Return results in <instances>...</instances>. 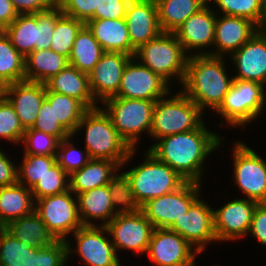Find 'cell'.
I'll list each match as a JSON object with an SVG mask.
<instances>
[{
	"mask_svg": "<svg viewBox=\"0 0 266 266\" xmlns=\"http://www.w3.org/2000/svg\"><path fill=\"white\" fill-rule=\"evenodd\" d=\"M222 139L203 124L198 129L160 138L148 151L186 181L201 183L205 158L220 147Z\"/></svg>",
	"mask_w": 266,
	"mask_h": 266,
	"instance_id": "cell-1",
	"label": "cell"
},
{
	"mask_svg": "<svg viewBox=\"0 0 266 266\" xmlns=\"http://www.w3.org/2000/svg\"><path fill=\"white\" fill-rule=\"evenodd\" d=\"M144 162L121 175L123 201L127 208H140L148 200L171 193L186 180L148 150Z\"/></svg>",
	"mask_w": 266,
	"mask_h": 266,
	"instance_id": "cell-2",
	"label": "cell"
},
{
	"mask_svg": "<svg viewBox=\"0 0 266 266\" xmlns=\"http://www.w3.org/2000/svg\"><path fill=\"white\" fill-rule=\"evenodd\" d=\"M223 57L191 55L188 57L186 73L181 91L202 111L212 108L216 111L223 103L233 82L227 77Z\"/></svg>",
	"mask_w": 266,
	"mask_h": 266,
	"instance_id": "cell-3",
	"label": "cell"
},
{
	"mask_svg": "<svg viewBox=\"0 0 266 266\" xmlns=\"http://www.w3.org/2000/svg\"><path fill=\"white\" fill-rule=\"evenodd\" d=\"M85 131V149L91 159H106L117 162L122 168L135 155L136 149H131L121 138L113 126L111 118L102 109H88L79 122L76 131Z\"/></svg>",
	"mask_w": 266,
	"mask_h": 266,
	"instance_id": "cell-4",
	"label": "cell"
},
{
	"mask_svg": "<svg viewBox=\"0 0 266 266\" xmlns=\"http://www.w3.org/2000/svg\"><path fill=\"white\" fill-rule=\"evenodd\" d=\"M156 100L153 108L151 138L188 132L203 124V111L182 91Z\"/></svg>",
	"mask_w": 266,
	"mask_h": 266,
	"instance_id": "cell-5",
	"label": "cell"
},
{
	"mask_svg": "<svg viewBox=\"0 0 266 266\" xmlns=\"http://www.w3.org/2000/svg\"><path fill=\"white\" fill-rule=\"evenodd\" d=\"M133 57L169 84L176 76L181 85L189 56L174 33L162 32L157 38L138 47Z\"/></svg>",
	"mask_w": 266,
	"mask_h": 266,
	"instance_id": "cell-6",
	"label": "cell"
},
{
	"mask_svg": "<svg viewBox=\"0 0 266 266\" xmlns=\"http://www.w3.org/2000/svg\"><path fill=\"white\" fill-rule=\"evenodd\" d=\"M71 250L68 239L56 240L50 246L36 249L18 241L5 229L0 230L1 266H66Z\"/></svg>",
	"mask_w": 266,
	"mask_h": 266,
	"instance_id": "cell-7",
	"label": "cell"
},
{
	"mask_svg": "<svg viewBox=\"0 0 266 266\" xmlns=\"http://www.w3.org/2000/svg\"><path fill=\"white\" fill-rule=\"evenodd\" d=\"M156 101L110 97L102 103L113 126L131 149L139 142L144 131L149 134L152 128L153 108Z\"/></svg>",
	"mask_w": 266,
	"mask_h": 266,
	"instance_id": "cell-8",
	"label": "cell"
},
{
	"mask_svg": "<svg viewBox=\"0 0 266 266\" xmlns=\"http://www.w3.org/2000/svg\"><path fill=\"white\" fill-rule=\"evenodd\" d=\"M264 84L254 81L233 79L223 103L215 111L223 116L225 123L237 127L249 124L261 115L266 104Z\"/></svg>",
	"mask_w": 266,
	"mask_h": 266,
	"instance_id": "cell-9",
	"label": "cell"
},
{
	"mask_svg": "<svg viewBox=\"0 0 266 266\" xmlns=\"http://www.w3.org/2000/svg\"><path fill=\"white\" fill-rule=\"evenodd\" d=\"M34 211L56 240L66 241L69 234L83 226L78 213L77 196L70 189L36 200Z\"/></svg>",
	"mask_w": 266,
	"mask_h": 266,
	"instance_id": "cell-10",
	"label": "cell"
},
{
	"mask_svg": "<svg viewBox=\"0 0 266 266\" xmlns=\"http://www.w3.org/2000/svg\"><path fill=\"white\" fill-rule=\"evenodd\" d=\"M109 236L113 239L117 253L118 249H128L135 252H147L154 230L144 213L139 208L124 207L106 226Z\"/></svg>",
	"mask_w": 266,
	"mask_h": 266,
	"instance_id": "cell-11",
	"label": "cell"
},
{
	"mask_svg": "<svg viewBox=\"0 0 266 266\" xmlns=\"http://www.w3.org/2000/svg\"><path fill=\"white\" fill-rule=\"evenodd\" d=\"M201 186L200 183L186 181L176 191L150 199L139 209L154 228H170L199 198Z\"/></svg>",
	"mask_w": 266,
	"mask_h": 266,
	"instance_id": "cell-12",
	"label": "cell"
},
{
	"mask_svg": "<svg viewBox=\"0 0 266 266\" xmlns=\"http://www.w3.org/2000/svg\"><path fill=\"white\" fill-rule=\"evenodd\" d=\"M234 178L237 187L247 199L266 203V162L245 143L233 146Z\"/></svg>",
	"mask_w": 266,
	"mask_h": 266,
	"instance_id": "cell-13",
	"label": "cell"
},
{
	"mask_svg": "<svg viewBox=\"0 0 266 266\" xmlns=\"http://www.w3.org/2000/svg\"><path fill=\"white\" fill-rule=\"evenodd\" d=\"M77 201L83 226H95L91 222L94 219L102 220L100 226H106L125 207L123 184L111 183L85 191L77 195Z\"/></svg>",
	"mask_w": 266,
	"mask_h": 266,
	"instance_id": "cell-14",
	"label": "cell"
},
{
	"mask_svg": "<svg viewBox=\"0 0 266 266\" xmlns=\"http://www.w3.org/2000/svg\"><path fill=\"white\" fill-rule=\"evenodd\" d=\"M169 85L160 75L131 57L126 63L118 93L114 97L156 101L172 95Z\"/></svg>",
	"mask_w": 266,
	"mask_h": 266,
	"instance_id": "cell-15",
	"label": "cell"
},
{
	"mask_svg": "<svg viewBox=\"0 0 266 266\" xmlns=\"http://www.w3.org/2000/svg\"><path fill=\"white\" fill-rule=\"evenodd\" d=\"M194 249L177 232L154 228L147 254L157 266H195V256L200 253Z\"/></svg>",
	"mask_w": 266,
	"mask_h": 266,
	"instance_id": "cell-16",
	"label": "cell"
},
{
	"mask_svg": "<svg viewBox=\"0 0 266 266\" xmlns=\"http://www.w3.org/2000/svg\"><path fill=\"white\" fill-rule=\"evenodd\" d=\"M183 237L198 253L204 251L208 243L217 241L214 229V211L200 199L190 206L183 216L169 228Z\"/></svg>",
	"mask_w": 266,
	"mask_h": 266,
	"instance_id": "cell-17",
	"label": "cell"
},
{
	"mask_svg": "<svg viewBox=\"0 0 266 266\" xmlns=\"http://www.w3.org/2000/svg\"><path fill=\"white\" fill-rule=\"evenodd\" d=\"M105 226H82L72 235L79 258L89 266H122ZM105 235V236H104Z\"/></svg>",
	"mask_w": 266,
	"mask_h": 266,
	"instance_id": "cell-18",
	"label": "cell"
},
{
	"mask_svg": "<svg viewBox=\"0 0 266 266\" xmlns=\"http://www.w3.org/2000/svg\"><path fill=\"white\" fill-rule=\"evenodd\" d=\"M258 202L238 198L214 211V229L217 241H232L248 234Z\"/></svg>",
	"mask_w": 266,
	"mask_h": 266,
	"instance_id": "cell-19",
	"label": "cell"
},
{
	"mask_svg": "<svg viewBox=\"0 0 266 266\" xmlns=\"http://www.w3.org/2000/svg\"><path fill=\"white\" fill-rule=\"evenodd\" d=\"M208 4L209 3H207L197 13L191 15L174 32L188 56L210 55V51H205L204 48L214 45L217 14H215V9L212 10L214 7L210 8ZM195 50L198 51L196 52ZM199 50H201V52ZM189 51H195V53L190 54Z\"/></svg>",
	"mask_w": 266,
	"mask_h": 266,
	"instance_id": "cell-20",
	"label": "cell"
},
{
	"mask_svg": "<svg viewBox=\"0 0 266 266\" xmlns=\"http://www.w3.org/2000/svg\"><path fill=\"white\" fill-rule=\"evenodd\" d=\"M130 55L120 52H104L91 70L89 85L94 99L102 102L118 93L123 71Z\"/></svg>",
	"mask_w": 266,
	"mask_h": 266,
	"instance_id": "cell-21",
	"label": "cell"
},
{
	"mask_svg": "<svg viewBox=\"0 0 266 266\" xmlns=\"http://www.w3.org/2000/svg\"><path fill=\"white\" fill-rule=\"evenodd\" d=\"M1 93L9 100L24 129L37 120L40 106L46 97L45 83L21 81L5 85Z\"/></svg>",
	"mask_w": 266,
	"mask_h": 266,
	"instance_id": "cell-22",
	"label": "cell"
},
{
	"mask_svg": "<svg viewBox=\"0 0 266 266\" xmlns=\"http://www.w3.org/2000/svg\"><path fill=\"white\" fill-rule=\"evenodd\" d=\"M236 67L233 79L266 83V33L257 31L239 50L229 55Z\"/></svg>",
	"mask_w": 266,
	"mask_h": 266,
	"instance_id": "cell-23",
	"label": "cell"
},
{
	"mask_svg": "<svg viewBox=\"0 0 266 266\" xmlns=\"http://www.w3.org/2000/svg\"><path fill=\"white\" fill-rule=\"evenodd\" d=\"M131 45L137 49L161 33L157 4L151 1L131 0L125 16Z\"/></svg>",
	"mask_w": 266,
	"mask_h": 266,
	"instance_id": "cell-24",
	"label": "cell"
},
{
	"mask_svg": "<svg viewBox=\"0 0 266 266\" xmlns=\"http://www.w3.org/2000/svg\"><path fill=\"white\" fill-rule=\"evenodd\" d=\"M216 16L214 45L217 51L211 56L225 57L239 50L257 31V25L249 19L220 15ZM219 17V18H218ZM225 54V55H224Z\"/></svg>",
	"mask_w": 266,
	"mask_h": 266,
	"instance_id": "cell-25",
	"label": "cell"
},
{
	"mask_svg": "<svg viewBox=\"0 0 266 266\" xmlns=\"http://www.w3.org/2000/svg\"><path fill=\"white\" fill-rule=\"evenodd\" d=\"M121 166L106 159H91L83 168L69 175V189L77 196L96 187L111 183H122Z\"/></svg>",
	"mask_w": 266,
	"mask_h": 266,
	"instance_id": "cell-26",
	"label": "cell"
},
{
	"mask_svg": "<svg viewBox=\"0 0 266 266\" xmlns=\"http://www.w3.org/2000/svg\"><path fill=\"white\" fill-rule=\"evenodd\" d=\"M85 25L99 42L104 52H120L131 57L135 48L131 45L125 19H90Z\"/></svg>",
	"mask_w": 266,
	"mask_h": 266,
	"instance_id": "cell-27",
	"label": "cell"
},
{
	"mask_svg": "<svg viewBox=\"0 0 266 266\" xmlns=\"http://www.w3.org/2000/svg\"><path fill=\"white\" fill-rule=\"evenodd\" d=\"M49 91L65 94L80 101L87 109L98 107L89 85V75L68 65L45 82Z\"/></svg>",
	"mask_w": 266,
	"mask_h": 266,
	"instance_id": "cell-28",
	"label": "cell"
},
{
	"mask_svg": "<svg viewBox=\"0 0 266 266\" xmlns=\"http://www.w3.org/2000/svg\"><path fill=\"white\" fill-rule=\"evenodd\" d=\"M25 80L45 83L69 65V59L51 49L34 50L25 59Z\"/></svg>",
	"mask_w": 266,
	"mask_h": 266,
	"instance_id": "cell-29",
	"label": "cell"
},
{
	"mask_svg": "<svg viewBox=\"0 0 266 266\" xmlns=\"http://www.w3.org/2000/svg\"><path fill=\"white\" fill-rule=\"evenodd\" d=\"M5 230L18 241L27 243L31 248L39 249L43 246H50L56 241L35 211L9 222Z\"/></svg>",
	"mask_w": 266,
	"mask_h": 266,
	"instance_id": "cell-30",
	"label": "cell"
},
{
	"mask_svg": "<svg viewBox=\"0 0 266 266\" xmlns=\"http://www.w3.org/2000/svg\"><path fill=\"white\" fill-rule=\"evenodd\" d=\"M31 189L16 183L0 187V218L7 225L9 222L31 214L35 208Z\"/></svg>",
	"mask_w": 266,
	"mask_h": 266,
	"instance_id": "cell-31",
	"label": "cell"
},
{
	"mask_svg": "<svg viewBox=\"0 0 266 266\" xmlns=\"http://www.w3.org/2000/svg\"><path fill=\"white\" fill-rule=\"evenodd\" d=\"M208 0H159L158 22L161 31L174 33L191 15L197 13Z\"/></svg>",
	"mask_w": 266,
	"mask_h": 266,
	"instance_id": "cell-32",
	"label": "cell"
},
{
	"mask_svg": "<svg viewBox=\"0 0 266 266\" xmlns=\"http://www.w3.org/2000/svg\"><path fill=\"white\" fill-rule=\"evenodd\" d=\"M104 53L99 42L84 24L78 31L69 55V65L89 74Z\"/></svg>",
	"mask_w": 266,
	"mask_h": 266,
	"instance_id": "cell-33",
	"label": "cell"
},
{
	"mask_svg": "<svg viewBox=\"0 0 266 266\" xmlns=\"http://www.w3.org/2000/svg\"><path fill=\"white\" fill-rule=\"evenodd\" d=\"M45 99L53 106L55 119L71 135H74L79 122L88 109L80 101L65 94L49 91L47 88Z\"/></svg>",
	"mask_w": 266,
	"mask_h": 266,
	"instance_id": "cell-34",
	"label": "cell"
},
{
	"mask_svg": "<svg viewBox=\"0 0 266 266\" xmlns=\"http://www.w3.org/2000/svg\"><path fill=\"white\" fill-rule=\"evenodd\" d=\"M6 35L15 49L26 57L35 50L37 45V13L18 14L6 28Z\"/></svg>",
	"mask_w": 266,
	"mask_h": 266,
	"instance_id": "cell-35",
	"label": "cell"
},
{
	"mask_svg": "<svg viewBox=\"0 0 266 266\" xmlns=\"http://www.w3.org/2000/svg\"><path fill=\"white\" fill-rule=\"evenodd\" d=\"M24 59L11 44L6 33L0 37V88L25 81Z\"/></svg>",
	"mask_w": 266,
	"mask_h": 266,
	"instance_id": "cell-36",
	"label": "cell"
},
{
	"mask_svg": "<svg viewBox=\"0 0 266 266\" xmlns=\"http://www.w3.org/2000/svg\"><path fill=\"white\" fill-rule=\"evenodd\" d=\"M84 23L63 15L55 25L49 49L69 59L78 31Z\"/></svg>",
	"mask_w": 266,
	"mask_h": 266,
	"instance_id": "cell-37",
	"label": "cell"
},
{
	"mask_svg": "<svg viewBox=\"0 0 266 266\" xmlns=\"http://www.w3.org/2000/svg\"><path fill=\"white\" fill-rule=\"evenodd\" d=\"M56 163V156L24 154L17 167L18 183L32 189L47 170Z\"/></svg>",
	"mask_w": 266,
	"mask_h": 266,
	"instance_id": "cell-38",
	"label": "cell"
},
{
	"mask_svg": "<svg viewBox=\"0 0 266 266\" xmlns=\"http://www.w3.org/2000/svg\"><path fill=\"white\" fill-rule=\"evenodd\" d=\"M68 179V180H67ZM69 190V175L56 162L31 189L34 201Z\"/></svg>",
	"mask_w": 266,
	"mask_h": 266,
	"instance_id": "cell-39",
	"label": "cell"
},
{
	"mask_svg": "<svg viewBox=\"0 0 266 266\" xmlns=\"http://www.w3.org/2000/svg\"><path fill=\"white\" fill-rule=\"evenodd\" d=\"M210 1L208 0L209 3ZM212 2L216 4V14L221 11L222 15L246 18L257 26L260 22L263 0H212Z\"/></svg>",
	"mask_w": 266,
	"mask_h": 266,
	"instance_id": "cell-40",
	"label": "cell"
},
{
	"mask_svg": "<svg viewBox=\"0 0 266 266\" xmlns=\"http://www.w3.org/2000/svg\"><path fill=\"white\" fill-rule=\"evenodd\" d=\"M25 129L9 100L0 93V139L21 144ZM21 142V143H20Z\"/></svg>",
	"mask_w": 266,
	"mask_h": 266,
	"instance_id": "cell-41",
	"label": "cell"
},
{
	"mask_svg": "<svg viewBox=\"0 0 266 266\" xmlns=\"http://www.w3.org/2000/svg\"><path fill=\"white\" fill-rule=\"evenodd\" d=\"M72 137L74 135H70L60 141L56 154V162L68 175L83 168L91 160L86 149L81 151L77 147L75 148L72 140H70Z\"/></svg>",
	"mask_w": 266,
	"mask_h": 266,
	"instance_id": "cell-42",
	"label": "cell"
},
{
	"mask_svg": "<svg viewBox=\"0 0 266 266\" xmlns=\"http://www.w3.org/2000/svg\"><path fill=\"white\" fill-rule=\"evenodd\" d=\"M22 142L25 146L24 154L56 156L60 140L31 127L25 129Z\"/></svg>",
	"mask_w": 266,
	"mask_h": 266,
	"instance_id": "cell-43",
	"label": "cell"
},
{
	"mask_svg": "<svg viewBox=\"0 0 266 266\" xmlns=\"http://www.w3.org/2000/svg\"><path fill=\"white\" fill-rule=\"evenodd\" d=\"M63 15L57 4L51 9L37 13V45L35 50L49 49L56 22Z\"/></svg>",
	"mask_w": 266,
	"mask_h": 266,
	"instance_id": "cell-44",
	"label": "cell"
},
{
	"mask_svg": "<svg viewBox=\"0 0 266 266\" xmlns=\"http://www.w3.org/2000/svg\"><path fill=\"white\" fill-rule=\"evenodd\" d=\"M32 128L53 135L60 141L71 135L60 122L55 119L53 106H51L46 99H44L40 106L37 120Z\"/></svg>",
	"mask_w": 266,
	"mask_h": 266,
	"instance_id": "cell-45",
	"label": "cell"
},
{
	"mask_svg": "<svg viewBox=\"0 0 266 266\" xmlns=\"http://www.w3.org/2000/svg\"><path fill=\"white\" fill-rule=\"evenodd\" d=\"M100 0H56L65 16L75 18L84 24L88 22L95 10H99Z\"/></svg>",
	"mask_w": 266,
	"mask_h": 266,
	"instance_id": "cell-46",
	"label": "cell"
},
{
	"mask_svg": "<svg viewBox=\"0 0 266 266\" xmlns=\"http://www.w3.org/2000/svg\"><path fill=\"white\" fill-rule=\"evenodd\" d=\"M131 0H100L99 10L91 19H122L125 18Z\"/></svg>",
	"mask_w": 266,
	"mask_h": 266,
	"instance_id": "cell-47",
	"label": "cell"
},
{
	"mask_svg": "<svg viewBox=\"0 0 266 266\" xmlns=\"http://www.w3.org/2000/svg\"><path fill=\"white\" fill-rule=\"evenodd\" d=\"M248 234L266 246V203L257 204Z\"/></svg>",
	"mask_w": 266,
	"mask_h": 266,
	"instance_id": "cell-48",
	"label": "cell"
},
{
	"mask_svg": "<svg viewBox=\"0 0 266 266\" xmlns=\"http://www.w3.org/2000/svg\"><path fill=\"white\" fill-rule=\"evenodd\" d=\"M18 14H36L56 5V0H11Z\"/></svg>",
	"mask_w": 266,
	"mask_h": 266,
	"instance_id": "cell-49",
	"label": "cell"
},
{
	"mask_svg": "<svg viewBox=\"0 0 266 266\" xmlns=\"http://www.w3.org/2000/svg\"><path fill=\"white\" fill-rule=\"evenodd\" d=\"M0 150V187L18 183V171L13 161Z\"/></svg>",
	"mask_w": 266,
	"mask_h": 266,
	"instance_id": "cell-50",
	"label": "cell"
},
{
	"mask_svg": "<svg viewBox=\"0 0 266 266\" xmlns=\"http://www.w3.org/2000/svg\"><path fill=\"white\" fill-rule=\"evenodd\" d=\"M18 13L11 0H0V23L6 28L17 18Z\"/></svg>",
	"mask_w": 266,
	"mask_h": 266,
	"instance_id": "cell-51",
	"label": "cell"
},
{
	"mask_svg": "<svg viewBox=\"0 0 266 266\" xmlns=\"http://www.w3.org/2000/svg\"><path fill=\"white\" fill-rule=\"evenodd\" d=\"M257 29L259 32L266 33V0L262 2V15Z\"/></svg>",
	"mask_w": 266,
	"mask_h": 266,
	"instance_id": "cell-52",
	"label": "cell"
},
{
	"mask_svg": "<svg viewBox=\"0 0 266 266\" xmlns=\"http://www.w3.org/2000/svg\"><path fill=\"white\" fill-rule=\"evenodd\" d=\"M6 33V27L0 23V37Z\"/></svg>",
	"mask_w": 266,
	"mask_h": 266,
	"instance_id": "cell-53",
	"label": "cell"
},
{
	"mask_svg": "<svg viewBox=\"0 0 266 266\" xmlns=\"http://www.w3.org/2000/svg\"><path fill=\"white\" fill-rule=\"evenodd\" d=\"M5 226H6V225L1 221V218H0V230H1V229H5Z\"/></svg>",
	"mask_w": 266,
	"mask_h": 266,
	"instance_id": "cell-54",
	"label": "cell"
},
{
	"mask_svg": "<svg viewBox=\"0 0 266 266\" xmlns=\"http://www.w3.org/2000/svg\"><path fill=\"white\" fill-rule=\"evenodd\" d=\"M144 1H151L157 3L159 0H144Z\"/></svg>",
	"mask_w": 266,
	"mask_h": 266,
	"instance_id": "cell-55",
	"label": "cell"
}]
</instances>
